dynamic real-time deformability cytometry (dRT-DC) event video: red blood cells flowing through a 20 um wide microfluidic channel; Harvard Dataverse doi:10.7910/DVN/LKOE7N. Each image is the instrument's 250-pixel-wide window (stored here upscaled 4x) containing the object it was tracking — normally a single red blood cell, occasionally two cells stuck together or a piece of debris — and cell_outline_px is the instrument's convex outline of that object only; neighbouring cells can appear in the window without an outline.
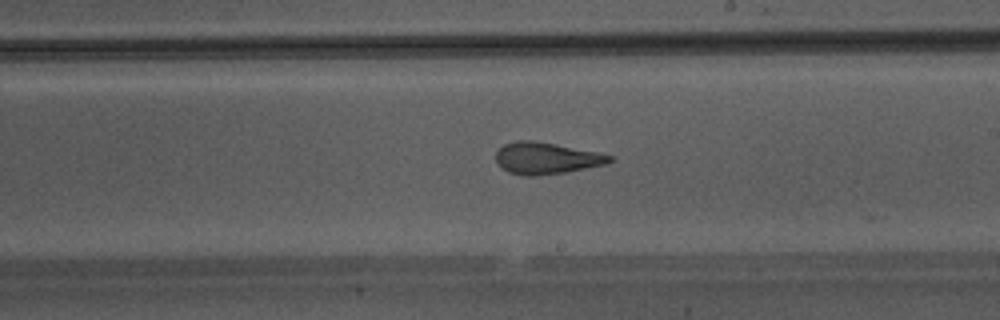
{"species": "Egyptian fruit bat (a non-hibernating species)", "species_latin": "Rousettus aegyptiacus", "temperature_condition": "warm", "stored_images_in_passage": 25, "camera_frame_rate_fps": 3000, "um_per_image_px": 0.085, "animal": {"sex": "male"}, "frame": {"image": 1, "passage_image": 15, "time_ms": 4.667, "image_size_px": [1000, 320], "cell_outline_px": [[612, 160], [608, 164], [568, 172], [532, 176], [524, 176], [508, 172], [496, 160], [496, 152], [504, 144], [516, 140], [532, 140], [556, 144], [596, 152], [612, 156]], "centroid_in_image_um": [46.44, 13.45], "position_along_channel_um": 242.6, "area_um2": 20.92}}
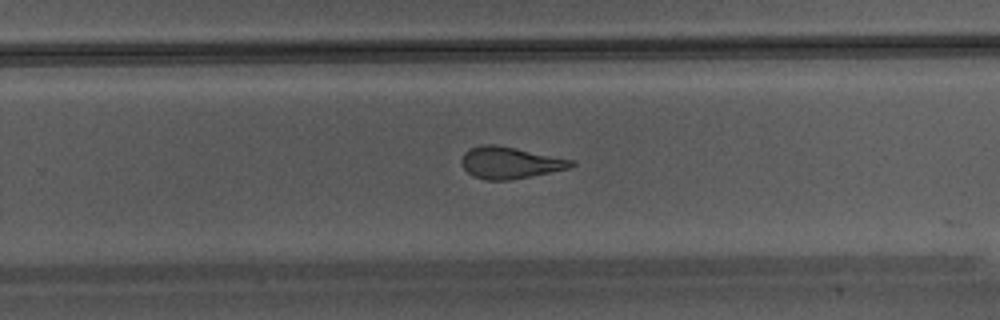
{"frame": {"image": 2, "passage_image": 18, "time_ms": 5.667, "image_size_px": [1000, 320], "cell_outline_px": [[576, 164], [568, 168], [508, 180], [484, 180], [472, 176], [460, 164], [460, 160], [464, 152], [468, 148], [480, 144], [496, 144], [576, 160]], "centroid_in_image_um": [43.29, 13.81], "position_along_channel_um": 286.5, "area_um2": 20.4}}